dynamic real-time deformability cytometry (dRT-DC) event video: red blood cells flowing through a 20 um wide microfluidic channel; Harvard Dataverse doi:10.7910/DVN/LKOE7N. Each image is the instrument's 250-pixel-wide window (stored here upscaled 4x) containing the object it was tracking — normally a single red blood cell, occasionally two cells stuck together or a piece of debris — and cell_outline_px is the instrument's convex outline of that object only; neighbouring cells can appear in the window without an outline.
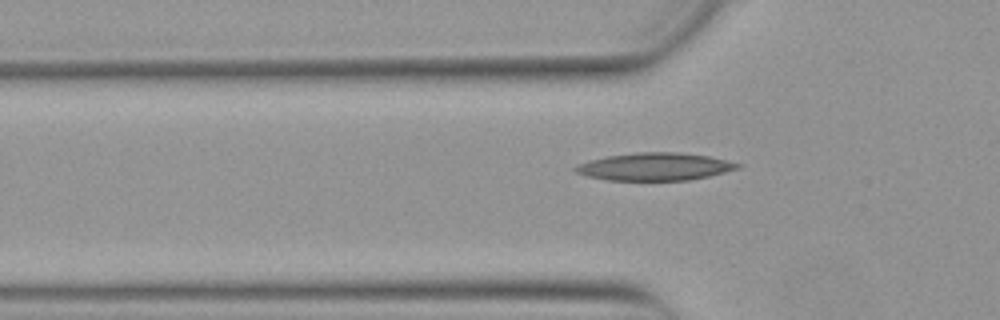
{"species": "Egyptian fruit bat (a non-hibernating species)", "species_latin": "Rousettus aegyptiacus", "temperature_condition": "warm", "stored_images_in_passage": 43, "camera_frame_rate_fps": 3000, "um_per_image_px": 0.085, "animal": {"sex": "female"}, "frame": {"image": 1, "passage_image": 13, "time_ms": 4.0, "image_size_px": [1000, 320], "cell_outline_px": [[744, 164], [740, 168], [708, 176], [688, 180], [608, 180], [588, 176], [576, 172], [572, 168], [576, 164], [588, 160], [608, 156], [636, 152], [680, 152], [708, 156]], "centroid_in_image_um": [55.65, 14.16], "position_along_channel_um": 70.1, "area_um2": 26.13}}
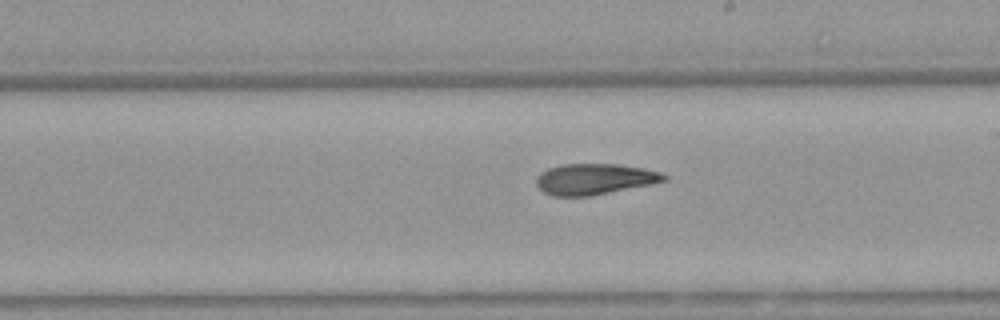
{"frame": {"image": 2, "passage_image": 26, "time_ms": 8.333, "image_size_px": [1000, 320], "cell_outline_px": [[668, 180], [652, 184], [592, 196], [552, 196], [544, 192], [536, 184], [536, 176], [540, 172], [548, 168], [560, 164], [620, 164], [644, 168], [660, 172], [668, 176]], "centroid_in_image_um": [50.54, 15.22], "position_along_channel_um": 238.5, "area_um2": 23.29}}
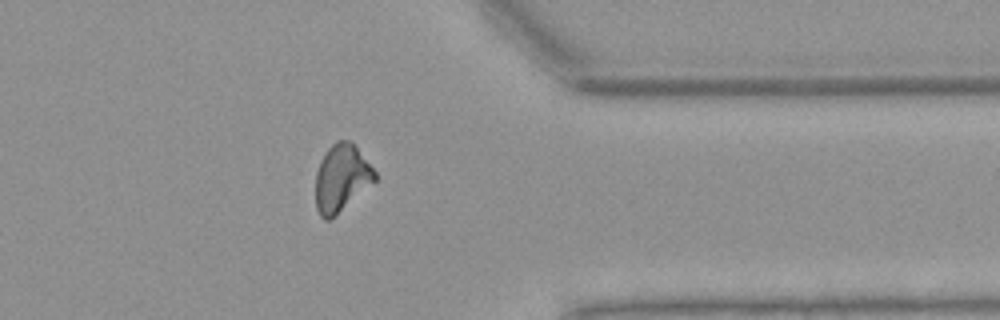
{"frame": {"image": 3, "passage_image": 38, "time_ms": 12.333, "image_size_px": [1000, 320], "cell_outline_px": [[376, 180], [336, 216], [328, 220], [324, 220], [320, 216], [316, 208], [316, 172], [320, 160], [324, 152], [336, 140], [352, 140], [376, 172]], "centroid_in_image_um": [29.02, 15.12], "position_along_channel_um": 382.4, "area_um2": 23.41}, "authors_computed_cell_mechanics": {"area_um2": 23.698, "velocity_mm_per_s": 3.8801, "shape_relaxation_time_tau1_ms": null, "shape_relaxation_time_tau2_ms": 6.4513, "deformation_change_tau1": null, "deformation_change_tau2": 0.1504}}